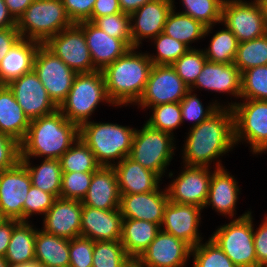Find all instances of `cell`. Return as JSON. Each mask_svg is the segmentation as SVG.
<instances>
[{"label":"cell","instance_id":"obj_8","mask_svg":"<svg viewBox=\"0 0 267 267\" xmlns=\"http://www.w3.org/2000/svg\"><path fill=\"white\" fill-rule=\"evenodd\" d=\"M174 139L171 134L145 123L142 129L135 130L129 157L163 178L176 149Z\"/></svg>","mask_w":267,"mask_h":267},{"label":"cell","instance_id":"obj_2","mask_svg":"<svg viewBox=\"0 0 267 267\" xmlns=\"http://www.w3.org/2000/svg\"><path fill=\"white\" fill-rule=\"evenodd\" d=\"M79 138V126L57 109L55 112L30 121L25 138L20 143V158L60 157Z\"/></svg>","mask_w":267,"mask_h":267},{"label":"cell","instance_id":"obj_15","mask_svg":"<svg viewBox=\"0 0 267 267\" xmlns=\"http://www.w3.org/2000/svg\"><path fill=\"white\" fill-rule=\"evenodd\" d=\"M31 185L30 175L21 161L0 171V211L7 220L23 221V206Z\"/></svg>","mask_w":267,"mask_h":267},{"label":"cell","instance_id":"obj_9","mask_svg":"<svg viewBox=\"0 0 267 267\" xmlns=\"http://www.w3.org/2000/svg\"><path fill=\"white\" fill-rule=\"evenodd\" d=\"M234 116V142L250 144L252 154L267 151V101L244 99L228 103ZM247 140V141H246Z\"/></svg>","mask_w":267,"mask_h":267},{"label":"cell","instance_id":"obj_50","mask_svg":"<svg viewBox=\"0 0 267 267\" xmlns=\"http://www.w3.org/2000/svg\"><path fill=\"white\" fill-rule=\"evenodd\" d=\"M20 161V143L0 133V171L14 167Z\"/></svg>","mask_w":267,"mask_h":267},{"label":"cell","instance_id":"obj_60","mask_svg":"<svg viewBox=\"0 0 267 267\" xmlns=\"http://www.w3.org/2000/svg\"><path fill=\"white\" fill-rule=\"evenodd\" d=\"M261 8L264 24L267 29V0H256Z\"/></svg>","mask_w":267,"mask_h":267},{"label":"cell","instance_id":"obj_27","mask_svg":"<svg viewBox=\"0 0 267 267\" xmlns=\"http://www.w3.org/2000/svg\"><path fill=\"white\" fill-rule=\"evenodd\" d=\"M227 169L215 168L212 172L208 198L204 206H212L220 215H228L232 218L236 211V203L240 188L234 176L230 175Z\"/></svg>","mask_w":267,"mask_h":267},{"label":"cell","instance_id":"obj_19","mask_svg":"<svg viewBox=\"0 0 267 267\" xmlns=\"http://www.w3.org/2000/svg\"><path fill=\"white\" fill-rule=\"evenodd\" d=\"M174 0H152L130 14L132 48H139L144 38L153 39L164 30Z\"/></svg>","mask_w":267,"mask_h":267},{"label":"cell","instance_id":"obj_38","mask_svg":"<svg viewBox=\"0 0 267 267\" xmlns=\"http://www.w3.org/2000/svg\"><path fill=\"white\" fill-rule=\"evenodd\" d=\"M184 11L180 12L210 27L222 21V6L226 0H181Z\"/></svg>","mask_w":267,"mask_h":267},{"label":"cell","instance_id":"obj_63","mask_svg":"<svg viewBox=\"0 0 267 267\" xmlns=\"http://www.w3.org/2000/svg\"><path fill=\"white\" fill-rule=\"evenodd\" d=\"M7 219L3 216V214L1 213V211H0V225L4 222V221H6Z\"/></svg>","mask_w":267,"mask_h":267},{"label":"cell","instance_id":"obj_35","mask_svg":"<svg viewBox=\"0 0 267 267\" xmlns=\"http://www.w3.org/2000/svg\"><path fill=\"white\" fill-rule=\"evenodd\" d=\"M59 160L62 172H95L101 167L93 152L80 138Z\"/></svg>","mask_w":267,"mask_h":267},{"label":"cell","instance_id":"obj_42","mask_svg":"<svg viewBox=\"0 0 267 267\" xmlns=\"http://www.w3.org/2000/svg\"><path fill=\"white\" fill-rule=\"evenodd\" d=\"M207 58L203 49H189L171 66L176 71L177 75L190 88L196 81L197 77L203 69Z\"/></svg>","mask_w":267,"mask_h":267},{"label":"cell","instance_id":"obj_25","mask_svg":"<svg viewBox=\"0 0 267 267\" xmlns=\"http://www.w3.org/2000/svg\"><path fill=\"white\" fill-rule=\"evenodd\" d=\"M120 199L114 168L101 166L93 172L88 192L82 200V204L102 210H116L120 207Z\"/></svg>","mask_w":267,"mask_h":267},{"label":"cell","instance_id":"obj_64","mask_svg":"<svg viewBox=\"0 0 267 267\" xmlns=\"http://www.w3.org/2000/svg\"><path fill=\"white\" fill-rule=\"evenodd\" d=\"M259 267H267V262L263 263V264L260 265Z\"/></svg>","mask_w":267,"mask_h":267},{"label":"cell","instance_id":"obj_22","mask_svg":"<svg viewBox=\"0 0 267 267\" xmlns=\"http://www.w3.org/2000/svg\"><path fill=\"white\" fill-rule=\"evenodd\" d=\"M77 24L83 30L95 70L102 71L130 49L121 39L109 36L93 22Z\"/></svg>","mask_w":267,"mask_h":267},{"label":"cell","instance_id":"obj_51","mask_svg":"<svg viewBox=\"0 0 267 267\" xmlns=\"http://www.w3.org/2000/svg\"><path fill=\"white\" fill-rule=\"evenodd\" d=\"M96 0H62L67 16L72 23L87 21Z\"/></svg>","mask_w":267,"mask_h":267},{"label":"cell","instance_id":"obj_62","mask_svg":"<svg viewBox=\"0 0 267 267\" xmlns=\"http://www.w3.org/2000/svg\"><path fill=\"white\" fill-rule=\"evenodd\" d=\"M0 267H9L8 261L5 259V257L0 256Z\"/></svg>","mask_w":267,"mask_h":267},{"label":"cell","instance_id":"obj_53","mask_svg":"<svg viewBox=\"0 0 267 267\" xmlns=\"http://www.w3.org/2000/svg\"><path fill=\"white\" fill-rule=\"evenodd\" d=\"M121 12L118 0H96L91 17L87 21L94 22L99 17Z\"/></svg>","mask_w":267,"mask_h":267},{"label":"cell","instance_id":"obj_12","mask_svg":"<svg viewBox=\"0 0 267 267\" xmlns=\"http://www.w3.org/2000/svg\"><path fill=\"white\" fill-rule=\"evenodd\" d=\"M189 87L171 65H153L143 95L136 103L142 109L180 102Z\"/></svg>","mask_w":267,"mask_h":267},{"label":"cell","instance_id":"obj_47","mask_svg":"<svg viewBox=\"0 0 267 267\" xmlns=\"http://www.w3.org/2000/svg\"><path fill=\"white\" fill-rule=\"evenodd\" d=\"M196 96V94H193L192 91L189 90L180 101L182 122H184V120L193 121L194 123L192 124L191 128L199 125L201 122L206 120L221 106L220 102H213L210 103L209 106L204 108L201 100Z\"/></svg>","mask_w":267,"mask_h":267},{"label":"cell","instance_id":"obj_55","mask_svg":"<svg viewBox=\"0 0 267 267\" xmlns=\"http://www.w3.org/2000/svg\"><path fill=\"white\" fill-rule=\"evenodd\" d=\"M18 220H6L0 225V256L4 257L11 239L13 227Z\"/></svg>","mask_w":267,"mask_h":267},{"label":"cell","instance_id":"obj_1","mask_svg":"<svg viewBox=\"0 0 267 267\" xmlns=\"http://www.w3.org/2000/svg\"><path fill=\"white\" fill-rule=\"evenodd\" d=\"M187 134L182 150L184 165L211 169L209 166L215 160V168L225 167L219 157L236 146L232 108L222 104L206 120L190 128Z\"/></svg>","mask_w":267,"mask_h":267},{"label":"cell","instance_id":"obj_43","mask_svg":"<svg viewBox=\"0 0 267 267\" xmlns=\"http://www.w3.org/2000/svg\"><path fill=\"white\" fill-rule=\"evenodd\" d=\"M191 255L193 267H237L211 238L193 247Z\"/></svg>","mask_w":267,"mask_h":267},{"label":"cell","instance_id":"obj_31","mask_svg":"<svg viewBox=\"0 0 267 267\" xmlns=\"http://www.w3.org/2000/svg\"><path fill=\"white\" fill-rule=\"evenodd\" d=\"M35 261L43 267H69V240L36 230Z\"/></svg>","mask_w":267,"mask_h":267},{"label":"cell","instance_id":"obj_3","mask_svg":"<svg viewBox=\"0 0 267 267\" xmlns=\"http://www.w3.org/2000/svg\"><path fill=\"white\" fill-rule=\"evenodd\" d=\"M136 49H129L102 70L108 97L115 106L136 104L145 90L153 63L148 53Z\"/></svg>","mask_w":267,"mask_h":267},{"label":"cell","instance_id":"obj_5","mask_svg":"<svg viewBox=\"0 0 267 267\" xmlns=\"http://www.w3.org/2000/svg\"><path fill=\"white\" fill-rule=\"evenodd\" d=\"M100 102L114 106L108 97L102 71L77 73L70 92L58 110L67 120L80 126L90 119Z\"/></svg>","mask_w":267,"mask_h":267},{"label":"cell","instance_id":"obj_45","mask_svg":"<svg viewBox=\"0 0 267 267\" xmlns=\"http://www.w3.org/2000/svg\"><path fill=\"white\" fill-rule=\"evenodd\" d=\"M93 23L109 36L121 39L130 49L132 48L129 14L121 12L106 15L97 18Z\"/></svg>","mask_w":267,"mask_h":267},{"label":"cell","instance_id":"obj_24","mask_svg":"<svg viewBox=\"0 0 267 267\" xmlns=\"http://www.w3.org/2000/svg\"><path fill=\"white\" fill-rule=\"evenodd\" d=\"M197 88L229 93L236 98H241V72L234 63L221 64L207 60L189 90L193 92Z\"/></svg>","mask_w":267,"mask_h":267},{"label":"cell","instance_id":"obj_34","mask_svg":"<svg viewBox=\"0 0 267 267\" xmlns=\"http://www.w3.org/2000/svg\"><path fill=\"white\" fill-rule=\"evenodd\" d=\"M25 165L33 186L60 197L62 168L59 159H43L40 165L31 166L30 158H20Z\"/></svg>","mask_w":267,"mask_h":267},{"label":"cell","instance_id":"obj_18","mask_svg":"<svg viewBox=\"0 0 267 267\" xmlns=\"http://www.w3.org/2000/svg\"><path fill=\"white\" fill-rule=\"evenodd\" d=\"M201 210L203 208L196 205L169 201L164 209L161 230L183 240L193 248L203 240L198 230Z\"/></svg>","mask_w":267,"mask_h":267},{"label":"cell","instance_id":"obj_30","mask_svg":"<svg viewBox=\"0 0 267 267\" xmlns=\"http://www.w3.org/2000/svg\"><path fill=\"white\" fill-rule=\"evenodd\" d=\"M161 226L136 219L123 218L121 243L129 257H139L155 239Z\"/></svg>","mask_w":267,"mask_h":267},{"label":"cell","instance_id":"obj_26","mask_svg":"<svg viewBox=\"0 0 267 267\" xmlns=\"http://www.w3.org/2000/svg\"><path fill=\"white\" fill-rule=\"evenodd\" d=\"M116 172L120 194H142L155 191L161 178L129 156L112 166Z\"/></svg>","mask_w":267,"mask_h":267},{"label":"cell","instance_id":"obj_10","mask_svg":"<svg viewBox=\"0 0 267 267\" xmlns=\"http://www.w3.org/2000/svg\"><path fill=\"white\" fill-rule=\"evenodd\" d=\"M33 70L43 83L50 99L59 107L70 92L77 73L44 44L37 50Z\"/></svg>","mask_w":267,"mask_h":267},{"label":"cell","instance_id":"obj_57","mask_svg":"<svg viewBox=\"0 0 267 267\" xmlns=\"http://www.w3.org/2000/svg\"><path fill=\"white\" fill-rule=\"evenodd\" d=\"M16 27V20L8 12L4 0H0V29Z\"/></svg>","mask_w":267,"mask_h":267},{"label":"cell","instance_id":"obj_6","mask_svg":"<svg viewBox=\"0 0 267 267\" xmlns=\"http://www.w3.org/2000/svg\"><path fill=\"white\" fill-rule=\"evenodd\" d=\"M72 24L62 0H34L16 21L21 38L40 44Z\"/></svg>","mask_w":267,"mask_h":267},{"label":"cell","instance_id":"obj_13","mask_svg":"<svg viewBox=\"0 0 267 267\" xmlns=\"http://www.w3.org/2000/svg\"><path fill=\"white\" fill-rule=\"evenodd\" d=\"M76 73L95 71L82 28L73 23L44 44Z\"/></svg>","mask_w":267,"mask_h":267},{"label":"cell","instance_id":"obj_23","mask_svg":"<svg viewBox=\"0 0 267 267\" xmlns=\"http://www.w3.org/2000/svg\"><path fill=\"white\" fill-rule=\"evenodd\" d=\"M122 221L120 209L102 210L83 206L81 236L97 241L121 240Z\"/></svg>","mask_w":267,"mask_h":267},{"label":"cell","instance_id":"obj_54","mask_svg":"<svg viewBox=\"0 0 267 267\" xmlns=\"http://www.w3.org/2000/svg\"><path fill=\"white\" fill-rule=\"evenodd\" d=\"M21 38L17 27L0 29V63L11 47Z\"/></svg>","mask_w":267,"mask_h":267},{"label":"cell","instance_id":"obj_36","mask_svg":"<svg viewBox=\"0 0 267 267\" xmlns=\"http://www.w3.org/2000/svg\"><path fill=\"white\" fill-rule=\"evenodd\" d=\"M233 63L241 73L253 67L267 65V33L262 37L238 43Z\"/></svg>","mask_w":267,"mask_h":267},{"label":"cell","instance_id":"obj_17","mask_svg":"<svg viewBox=\"0 0 267 267\" xmlns=\"http://www.w3.org/2000/svg\"><path fill=\"white\" fill-rule=\"evenodd\" d=\"M191 250L192 247L188 243L160 230L138 258L147 267H186Z\"/></svg>","mask_w":267,"mask_h":267},{"label":"cell","instance_id":"obj_49","mask_svg":"<svg viewBox=\"0 0 267 267\" xmlns=\"http://www.w3.org/2000/svg\"><path fill=\"white\" fill-rule=\"evenodd\" d=\"M94 241L84 236L69 240V267H92Z\"/></svg>","mask_w":267,"mask_h":267},{"label":"cell","instance_id":"obj_44","mask_svg":"<svg viewBox=\"0 0 267 267\" xmlns=\"http://www.w3.org/2000/svg\"><path fill=\"white\" fill-rule=\"evenodd\" d=\"M152 40L154 41L157 54L155 56L148 53V56L153 65H172L189 50L184 43L171 38L163 32Z\"/></svg>","mask_w":267,"mask_h":267},{"label":"cell","instance_id":"obj_28","mask_svg":"<svg viewBox=\"0 0 267 267\" xmlns=\"http://www.w3.org/2000/svg\"><path fill=\"white\" fill-rule=\"evenodd\" d=\"M40 45L39 42L20 38L1 60L0 85H8L11 81L31 72Z\"/></svg>","mask_w":267,"mask_h":267},{"label":"cell","instance_id":"obj_21","mask_svg":"<svg viewBox=\"0 0 267 267\" xmlns=\"http://www.w3.org/2000/svg\"><path fill=\"white\" fill-rule=\"evenodd\" d=\"M158 187L153 192L120 194V211L123 218L144 220L161 226L164 209L169 202L167 189Z\"/></svg>","mask_w":267,"mask_h":267},{"label":"cell","instance_id":"obj_33","mask_svg":"<svg viewBox=\"0 0 267 267\" xmlns=\"http://www.w3.org/2000/svg\"><path fill=\"white\" fill-rule=\"evenodd\" d=\"M174 10L173 7L167 16L163 33L184 43L189 49L193 48L190 44L195 42V40H201L206 35L208 36L209 33H212L210 31L214 25L206 27L192 17L183 13H176Z\"/></svg>","mask_w":267,"mask_h":267},{"label":"cell","instance_id":"obj_4","mask_svg":"<svg viewBox=\"0 0 267 267\" xmlns=\"http://www.w3.org/2000/svg\"><path fill=\"white\" fill-rule=\"evenodd\" d=\"M135 130L116 123L89 120L79 126V138L90 148L101 166L111 167L129 156ZM115 159H118L116 163Z\"/></svg>","mask_w":267,"mask_h":267},{"label":"cell","instance_id":"obj_7","mask_svg":"<svg viewBox=\"0 0 267 267\" xmlns=\"http://www.w3.org/2000/svg\"><path fill=\"white\" fill-rule=\"evenodd\" d=\"M251 213L221 225L210 237L237 267H257Z\"/></svg>","mask_w":267,"mask_h":267},{"label":"cell","instance_id":"obj_14","mask_svg":"<svg viewBox=\"0 0 267 267\" xmlns=\"http://www.w3.org/2000/svg\"><path fill=\"white\" fill-rule=\"evenodd\" d=\"M176 179L168 185L169 201L177 204L196 205L204 209L208 198L212 172L207 167L184 165Z\"/></svg>","mask_w":267,"mask_h":267},{"label":"cell","instance_id":"obj_32","mask_svg":"<svg viewBox=\"0 0 267 267\" xmlns=\"http://www.w3.org/2000/svg\"><path fill=\"white\" fill-rule=\"evenodd\" d=\"M36 230L29 221H19L14 227L5 254L9 266L28 263L35 260Z\"/></svg>","mask_w":267,"mask_h":267},{"label":"cell","instance_id":"obj_20","mask_svg":"<svg viewBox=\"0 0 267 267\" xmlns=\"http://www.w3.org/2000/svg\"><path fill=\"white\" fill-rule=\"evenodd\" d=\"M82 209V201L56 198L44 215L42 230L68 240L81 236Z\"/></svg>","mask_w":267,"mask_h":267},{"label":"cell","instance_id":"obj_46","mask_svg":"<svg viewBox=\"0 0 267 267\" xmlns=\"http://www.w3.org/2000/svg\"><path fill=\"white\" fill-rule=\"evenodd\" d=\"M93 172H62L60 197L82 201L86 196Z\"/></svg>","mask_w":267,"mask_h":267},{"label":"cell","instance_id":"obj_37","mask_svg":"<svg viewBox=\"0 0 267 267\" xmlns=\"http://www.w3.org/2000/svg\"><path fill=\"white\" fill-rule=\"evenodd\" d=\"M238 43L233 32L225 26L224 30L217 31L211 38L208 48L204 50L205 56L210 62L233 63Z\"/></svg>","mask_w":267,"mask_h":267},{"label":"cell","instance_id":"obj_16","mask_svg":"<svg viewBox=\"0 0 267 267\" xmlns=\"http://www.w3.org/2000/svg\"><path fill=\"white\" fill-rule=\"evenodd\" d=\"M8 87L30 121L49 115L58 109L34 70L11 81Z\"/></svg>","mask_w":267,"mask_h":267},{"label":"cell","instance_id":"obj_56","mask_svg":"<svg viewBox=\"0 0 267 267\" xmlns=\"http://www.w3.org/2000/svg\"><path fill=\"white\" fill-rule=\"evenodd\" d=\"M34 0H4L8 12L17 21Z\"/></svg>","mask_w":267,"mask_h":267},{"label":"cell","instance_id":"obj_52","mask_svg":"<svg viewBox=\"0 0 267 267\" xmlns=\"http://www.w3.org/2000/svg\"><path fill=\"white\" fill-rule=\"evenodd\" d=\"M263 220V223L259 225V228H256V231H254L253 227L257 267L267 262V215Z\"/></svg>","mask_w":267,"mask_h":267},{"label":"cell","instance_id":"obj_40","mask_svg":"<svg viewBox=\"0 0 267 267\" xmlns=\"http://www.w3.org/2000/svg\"><path fill=\"white\" fill-rule=\"evenodd\" d=\"M129 258L120 240L94 242L92 267H123Z\"/></svg>","mask_w":267,"mask_h":267},{"label":"cell","instance_id":"obj_11","mask_svg":"<svg viewBox=\"0 0 267 267\" xmlns=\"http://www.w3.org/2000/svg\"><path fill=\"white\" fill-rule=\"evenodd\" d=\"M221 23L233 32L239 43L267 33L261 8L256 0H226L222 6Z\"/></svg>","mask_w":267,"mask_h":267},{"label":"cell","instance_id":"obj_48","mask_svg":"<svg viewBox=\"0 0 267 267\" xmlns=\"http://www.w3.org/2000/svg\"><path fill=\"white\" fill-rule=\"evenodd\" d=\"M56 197L31 185L23 206V221H28L33 214H43L50 209Z\"/></svg>","mask_w":267,"mask_h":267},{"label":"cell","instance_id":"obj_61","mask_svg":"<svg viewBox=\"0 0 267 267\" xmlns=\"http://www.w3.org/2000/svg\"><path fill=\"white\" fill-rule=\"evenodd\" d=\"M9 267H43V266L34 260L28 263H22V264H18L14 266H9Z\"/></svg>","mask_w":267,"mask_h":267},{"label":"cell","instance_id":"obj_58","mask_svg":"<svg viewBox=\"0 0 267 267\" xmlns=\"http://www.w3.org/2000/svg\"><path fill=\"white\" fill-rule=\"evenodd\" d=\"M123 13L131 14L152 0H118Z\"/></svg>","mask_w":267,"mask_h":267},{"label":"cell","instance_id":"obj_29","mask_svg":"<svg viewBox=\"0 0 267 267\" xmlns=\"http://www.w3.org/2000/svg\"><path fill=\"white\" fill-rule=\"evenodd\" d=\"M30 120L15 99L8 85H0V133L21 143L29 129Z\"/></svg>","mask_w":267,"mask_h":267},{"label":"cell","instance_id":"obj_39","mask_svg":"<svg viewBox=\"0 0 267 267\" xmlns=\"http://www.w3.org/2000/svg\"><path fill=\"white\" fill-rule=\"evenodd\" d=\"M150 108L152 115L146 124L174 136L173 130L183 123L180 102L160 104Z\"/></svg>","mask_w":267,"mask_h":267},{"label":"cell","instance_id":"obj_41","mask_svg":"<svg viewBox=\"0 0 267 267\" xmlns=\"http://www.w3.org/2000/svg\"><path fill=\"white\" fill-rule=\"evenodd\" d=\"M241 98L267 101V65L241 73Z\"/></svg>","mask_w":267,"mask_h":267},{"label":"cell","instance_id":"obj_59","mask_svg":"<svg viewBox=\"0 0 267 267\" xmlns=\"http://www.w3.org/2000/svg\"><path fill=\"white\" fill-rule=\"evenodd\" d=\"M123 267H147L139 258L130 257Z\"/></svg>","mask_w":267,"mask_h":267}]
</instances>
